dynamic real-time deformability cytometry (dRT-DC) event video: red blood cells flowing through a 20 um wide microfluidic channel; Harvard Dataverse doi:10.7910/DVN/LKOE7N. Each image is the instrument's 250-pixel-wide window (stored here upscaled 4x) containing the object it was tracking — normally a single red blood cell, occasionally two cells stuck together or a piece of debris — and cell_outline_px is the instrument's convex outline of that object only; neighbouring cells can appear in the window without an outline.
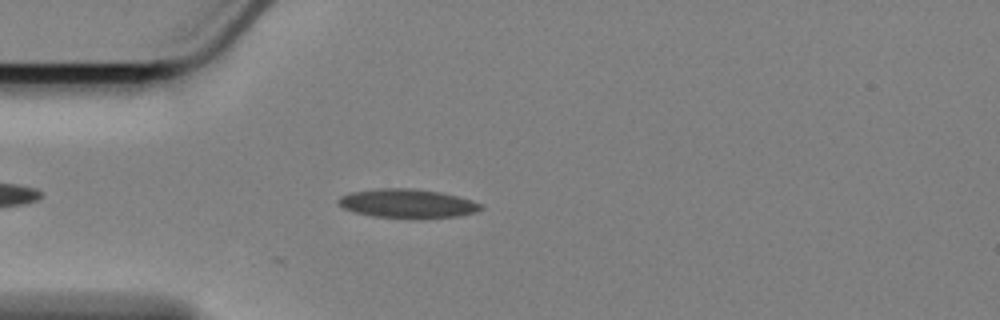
{"species": "Egyptian fruit bat (a non-hibernating species)", "species_latin": "Rousettus aegyptiacus", "temperature_condition": "cold", "stored_images_in_passage": 27, "camera_frame_rate_fps": 3000, "um_per_image_px": 0.085, "animal": {"sex": "female"}, "frame": {"image": 1, "passage_image": 1, "time_ms": 0.0, "image_size_px": [1000, 320], "cell_outline_px": [[484, 208], [476, 212], [460, 216], [372, 216], [356, 212], [344, 208], [336, 200], [340, 196], [352, 192], [376, 188], [412, 188], [440, 192], [472, 200], [484, 204]], "centroid_in_image_um": [34.64, 17.26], "position_along_channel_um": 50.4, "area_um2": 23.29}}
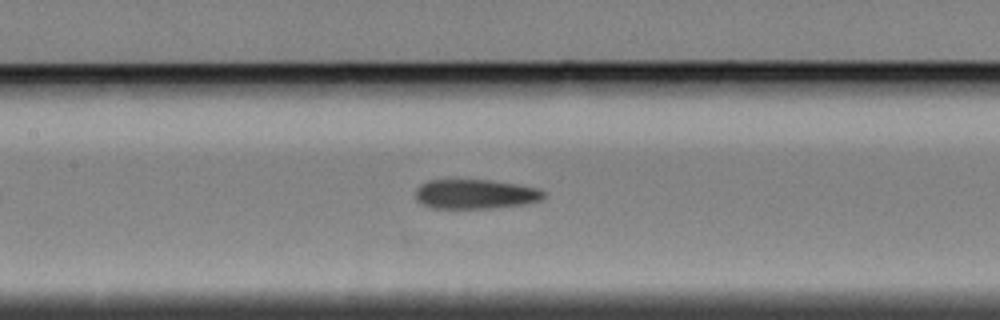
{"frame": {"image": 2, "passage_image": 12, "time_ms": 3.667, "image_size_px": [1000, 320], "cell_outline_px": [[544, 196], [540, 200], [524, 204], [492, 208], [432, 208], [420, 204], [416, 200], [416, 188], [420, 184], [428, 180], [488, 180], [516, 184], [540, 188], [544, 192]], "centroid_in_image_um": [40.37, 16.5], "position_along_channel_um": 167.0, "area_um2": 22.08}}
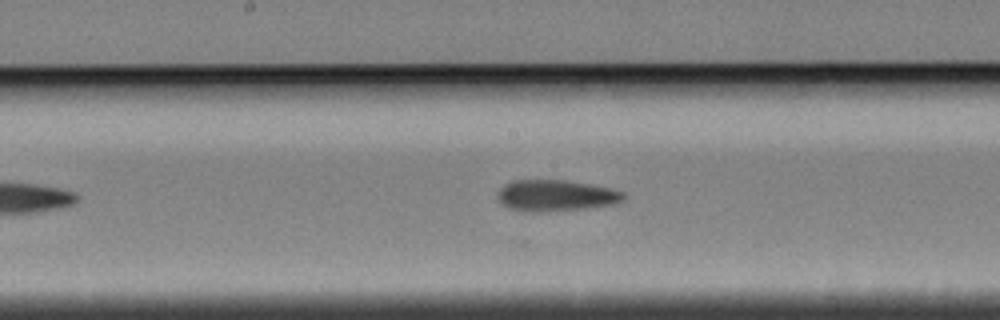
{"frame": {"image": 3, "passage_image": 15, "time_ms": 4.667, "image_size_px": [1000, 320], "cell_outline_px": [[624, 200], [612, 204], [584, 208], [540, 212], [528, 212], [508, 208], [496, 200], [496, 192], [504, 184], [512, 180], [564, 180], [588, 184], [608, 188], [624, 192]], "centroid_in_image_um": [47.15, 16.62], "position_along_channel_um": 201.1, "area_um2": 22.95}}